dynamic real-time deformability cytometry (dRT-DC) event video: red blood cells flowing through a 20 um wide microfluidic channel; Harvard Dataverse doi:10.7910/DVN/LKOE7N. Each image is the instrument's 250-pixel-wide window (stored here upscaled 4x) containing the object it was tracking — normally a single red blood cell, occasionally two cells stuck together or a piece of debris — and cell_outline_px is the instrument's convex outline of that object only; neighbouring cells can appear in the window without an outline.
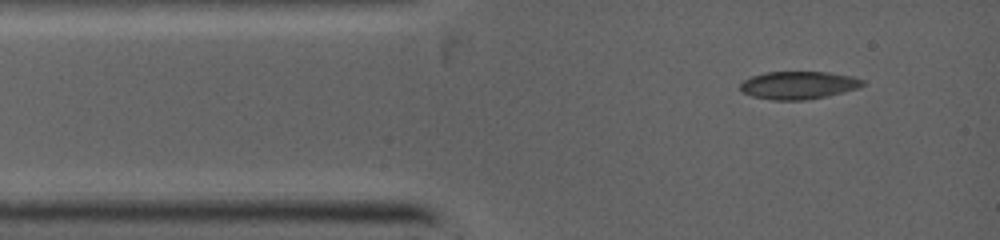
{"species": "common noctule bat (a hibernating species)", "species_latin": "Nyctalus noctula", "temperature_condition": "warm", "stored_images_in_passage": 2, "camera_frame_rate_fps": 5000, "um_per_image_px": 0.085, "animal": {"sex": "female", "body_mass_g": 19.0, "forearm_length_mm": 53.3}, "frame": {"image": 1, "passage_image": 1, "time_ms": 0.0, "image_size_px": [1000, 240], "cell_outline_px": [[864, 84], [856, 88], [844, 92], [804, 100], [772, 100], [752, 96], [744, 92], [740, 88], [740, 84], [744, 80], [752, 76], [764, 72], [828, 72], [852, 76], [864, 80]], "centroid_in_image_um": [67.85, 7.23], "position_along_channel_um": 17.1, "area_um2": 19.65}}
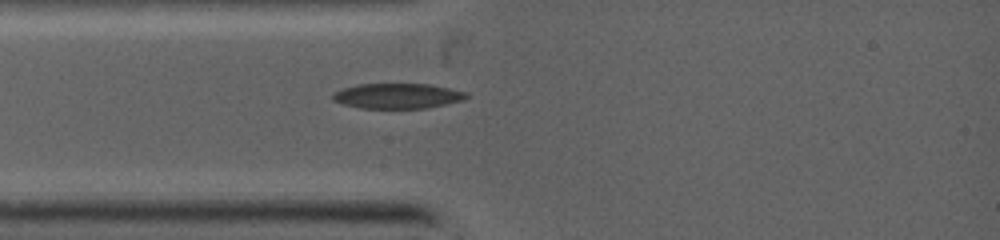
{"frame": {"image": 2, "passage_image": 2, "time_ms": 1.4, "image_size_px": [1000, 240], "cell_outline_px": [[468, 96], [464, 100], [428, 108], [360, 108], [344, 104], [332, 100], [332, 92], [356, 84], [432, 84], [468, 92]], "centroid_in_image_um": [33.8, 8.15], "position_along_channel_um": 51.2, "area_um2": 19.77}}